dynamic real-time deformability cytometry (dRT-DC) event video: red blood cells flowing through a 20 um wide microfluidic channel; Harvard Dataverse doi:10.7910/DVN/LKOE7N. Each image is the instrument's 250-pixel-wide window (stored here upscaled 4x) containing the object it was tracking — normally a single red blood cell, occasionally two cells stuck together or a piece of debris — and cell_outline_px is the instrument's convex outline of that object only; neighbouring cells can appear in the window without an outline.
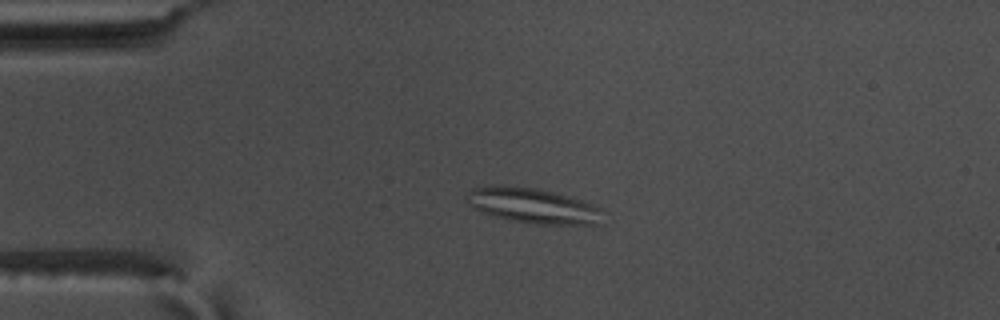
{"species": "common noctule bat (a hibernating species)", "species_latin": "Nyctalus noctula", "temperature_condition": "warm", "stored_images_in_passage": 51, "camera_frame_rate_fps": 3000, "um_per_image_px": 0.085, "animal": {"sex": "male", "body_mass_g": 17.5, "forearm_length_mm": 52.3}, "frame": {"image": 1, "passage_image": 8, "time_ms": 2.333, "image_size_px": [1000, 320], "cell_outline_px": [[604, 212], [600, 224], [536, 224], [512, 220], [496, 216], [472, 208], [468, 204], [464, 196], [472, 188], [496, 184], [504, 184], [532, 188], [552, 192], [580, 200], [600, 208]], "centroid_in_image_um": [45.24, 17.47], "position_along_channel_um": 39.8, "area_um2": 27.8}}
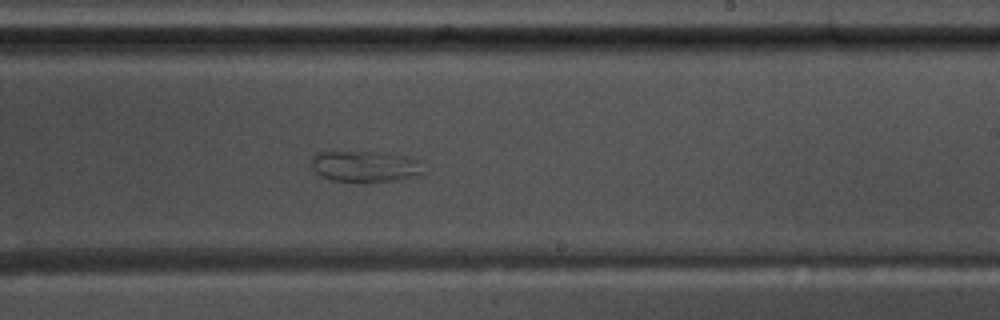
{"frame": {"image": 2, "passage_image": 29, "time_ms": 9.333, "image_size_px": [1000, 320], "cell_outline_px": [[424, 172], [408, 176], [388, 180], [332, 180], [320, 176], [312, 168], [312, 156], [316, 152], [384, 152], [404, 156], [420, 160]], "centroid_in_image_um": [30.98, 14.1], "position_along_channel_um": 258.0, "area_um2": 19.59}}
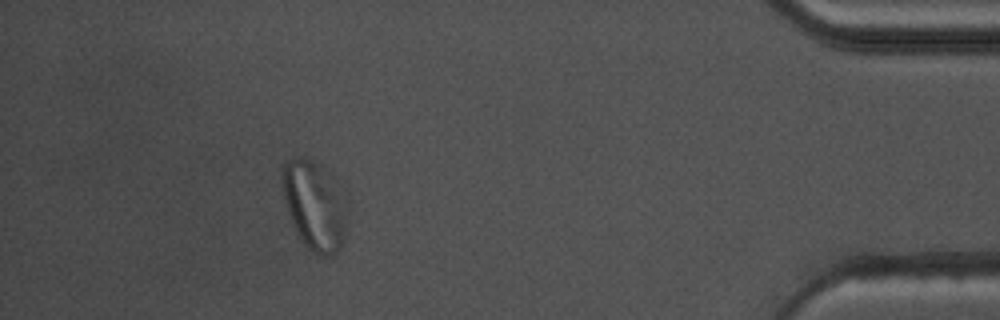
{"frame": {"image": 3, "passage_image": 46, "time_ms": 15.0, "image_size_px": [1000, 320], "cell_outline_px": [[348, 220], [344, 240], [340, 248], [336, 252], [328, 256], [316, 256], [304, 244], [296, 232], [288, 212], [284, 200], [280, 176], [280, 168], [284, 160], [296, 156], [304, 156], [312, 160], [328, 172], [336, 180], [348, 208]], "centroid_in_image_um": [26.72, 17.43], "position_along_channel_um": 408.5, "area_um2": 34.68}}